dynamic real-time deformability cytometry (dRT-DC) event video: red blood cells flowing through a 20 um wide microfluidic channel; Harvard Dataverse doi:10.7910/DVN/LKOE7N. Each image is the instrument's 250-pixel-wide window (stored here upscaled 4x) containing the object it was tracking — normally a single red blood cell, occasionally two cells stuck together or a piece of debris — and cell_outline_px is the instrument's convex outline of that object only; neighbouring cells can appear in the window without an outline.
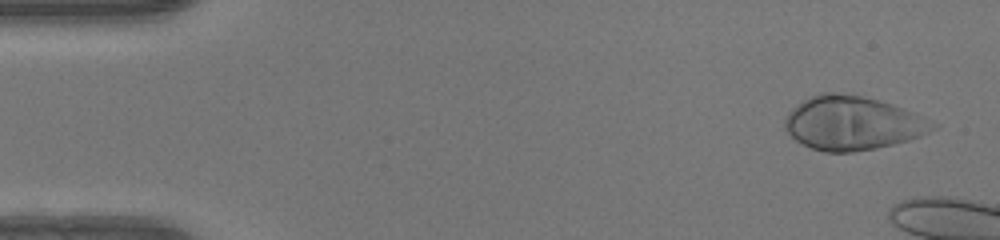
{"species": "human", "species_latin": "Homo sapiens", "temperature_condition": "warm", "stored_images_in_passage": 40, "camera_frame_rate_fps": 3000, "um_per_image_px": 0.085, "donor": {"sex": "female"}, "frame": {"image": 1, "passage_image": 2, "time_ms": 0.333, "image_size_px": [1000, 240], "cell_outline_px": [[940, 124], [936, 128], [920, 136], [908, 140], [876, 148], [852, 152], [824, 152], [812, 148], [796, 140], [784, 128], [784, 120], [788, 112], [792, 108], [804, 100], [812, 96], [824, 92], [836, 92], [860, 96], [892, 104], [904, 108], [924, 116]], "centroid_in_image_um": [72.48, 10.46], "position_along_channel_um": 12.5, "area_um2": 46.18}}
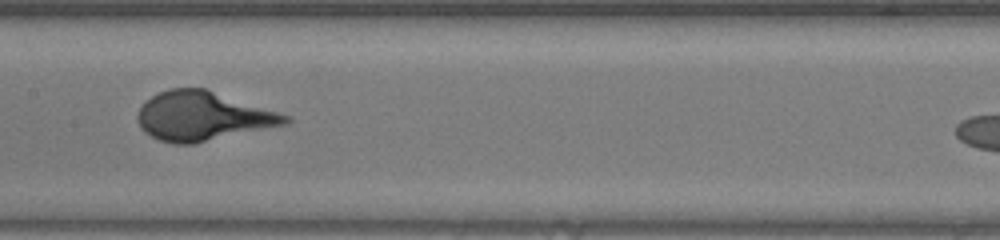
{"frame": {"image": 2, "passage_image": 24, "time_ms": 7.667, "image_size_px": [1000, 240], "cell_outline_px": [[292, 120], [288, 124], [192, 144], [172, 144], [160, 140], [144, 132], [140, 128], [136, 116], [140, 108], [152, 96], [168, 88], [204, 88], [288, 116]], "centroid_in_image_um": [17.19, 9.89], "position_along_channel_um": 190.2, "area_um2": 41.67}}
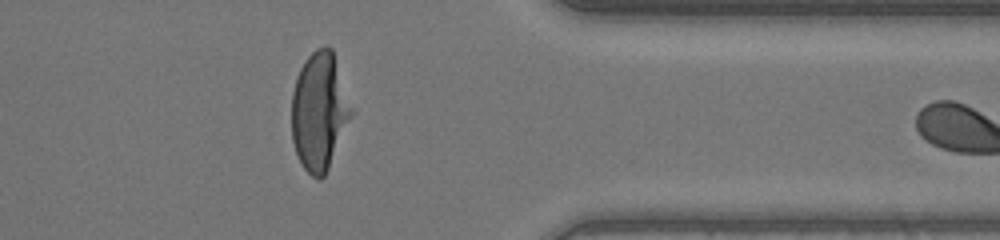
{"frame": {"image": 3, "passage_image": 39, "time_ms": 12.667, "image_size_px": [1000, 240], "cell_outline_px": [[356, 112], [324, 176], [320, 180], [312, 176], [304, 168], [296, 152], [292, 140], [292, 92], [296, 76], [300, 68], [308, 56], [316, 48], [324, 44], [332, 48]], "centroid_in_image_um": [27.2, 9.42], "position_along_channel_um": 384.2, "area_um2": 41.85}}